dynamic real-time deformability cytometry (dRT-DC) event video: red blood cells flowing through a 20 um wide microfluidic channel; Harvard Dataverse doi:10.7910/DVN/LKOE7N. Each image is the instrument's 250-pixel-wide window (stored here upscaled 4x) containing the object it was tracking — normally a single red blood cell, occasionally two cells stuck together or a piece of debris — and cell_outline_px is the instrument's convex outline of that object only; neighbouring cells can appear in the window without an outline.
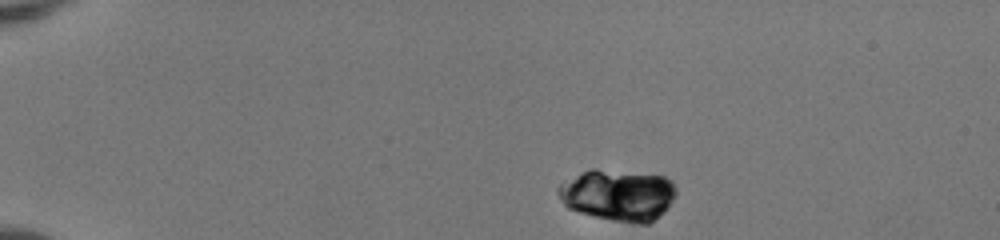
{"species": "human", "species_latin": "Homo sapiens", "temperature_condition": "room temperature", "stored_images_in_passage": 43, "camera_frame_rate_fps": 3000, "um_per_image_px": 0.085, "donor": {"sex": "female"}, "frame": {"image": 1, "passage_image": 1, "time_ms": 0.0, "image_size_px": [1000, 240], "cell_outline_px": [[676, 196], [668, 208], [664, 212], [648, 224], [632, 224], [612, 220], [580, 212], [568, 208], [564, 204], [556, 192], [556, 188], [560, 184], [592, 168], [596, 168], [664, 176], [672, 180], [676, 188]], "centroid_in_image_um": [52.57, 16.58], "position_along_channel_um": 32.4, "area_um2": 35.43}}
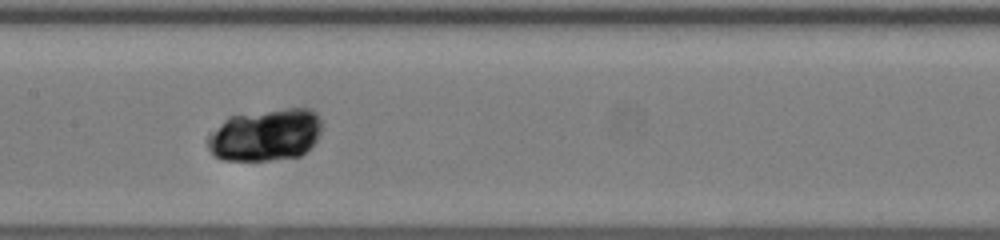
{"frame": {"image": 2, "passage_image": 19, "time_ms": 6.0, "image_size_px": [1000, 240], "cell_outline_px": [[320, 136], [300, 156], [272, 160], [224, 160], [216, 156], [208, 148], [204, 140], [208, 132], [228, 116], [284, 108], [312, 108], [320, 116]], "centroid_in_image_um": [22.52, 11.45], "position_along_channel_um": 184.9, "area_um2": 35.14}}
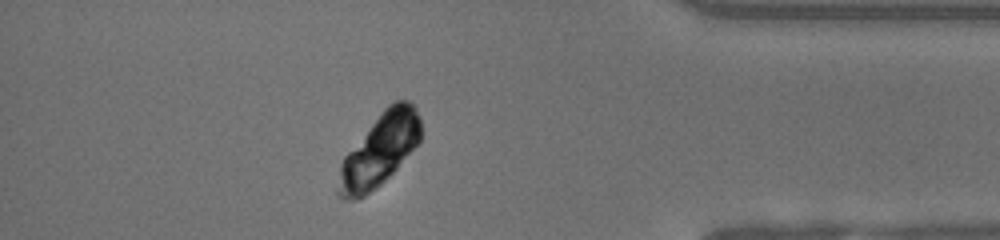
{"frame": {"image": 3, "passage_image": 37, "time_ms": 12.0, "image_size_px": [1000, 240], "cell_outline_px": [[420, 140], [396, 168], [380, 184], [364, 196], [356, 200], [344, 200], [336, 192], [336, 188], [340, 164], [344, 156], [380, 112], [388, 104], [396, 100], [408, 100], [416, 104], [420, 116]], "centroid_in_image_um": [32.24, 12.74], "position_along_channel_um": 403.0, "area_um2": 34.68}}